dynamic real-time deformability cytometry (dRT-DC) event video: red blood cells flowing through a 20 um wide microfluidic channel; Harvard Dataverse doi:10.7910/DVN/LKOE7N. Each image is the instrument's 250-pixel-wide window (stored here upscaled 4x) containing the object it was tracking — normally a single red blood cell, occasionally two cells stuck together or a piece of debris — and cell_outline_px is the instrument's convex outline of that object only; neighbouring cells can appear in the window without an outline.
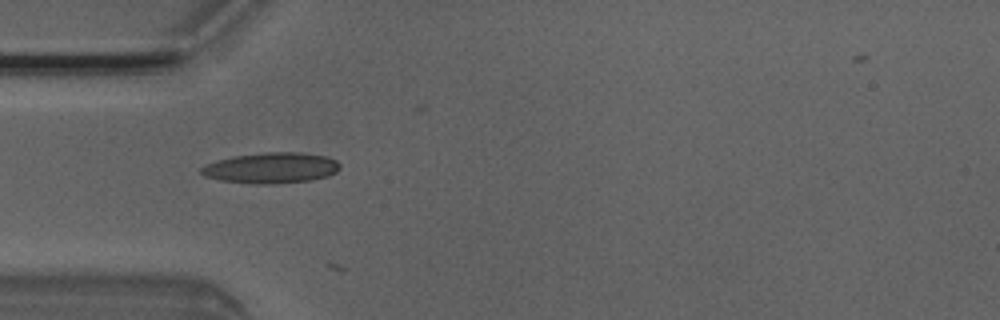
{"species": "Egyptian fruit bat (a non-hibernating species)", "species_latin": "Rousettus aegyptiacus", "temperature_condition": "room temperature", "stored_images_in_passage": 5, "camera_frame_rate_fps": 3000, "um_per_image_px": 0.085, "animal": {"sex": "male"}, "frame": {"image": 1, "passage_image": 4, "time_ms": 1.0, "image_size_px": [1000, 320], "cell_outline_px": [[340, 168], [336, 172], [328, 176], [312, 180], [272, 184], [252, 184], [220, 180], [204, 176], [200, 172], [200, 168], [208, 164], [232, 156], [264, 152], [300, 152], [328, 156], [336, 160], [340, 164]], "centroid_in_image_um": [23.09, 14.27], "position_along_channel_um": 61.9, "area_um2": 24.97}}